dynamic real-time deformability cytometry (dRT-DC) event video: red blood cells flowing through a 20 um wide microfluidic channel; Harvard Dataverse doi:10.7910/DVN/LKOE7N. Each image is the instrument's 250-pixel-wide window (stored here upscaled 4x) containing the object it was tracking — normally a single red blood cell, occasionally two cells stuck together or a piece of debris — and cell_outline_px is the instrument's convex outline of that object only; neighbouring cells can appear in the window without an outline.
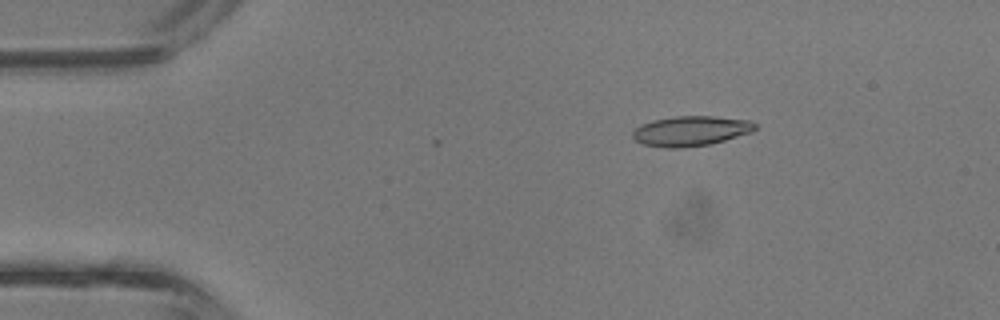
{"species": "common noctule bat (a hibernating species)", "species_latin": "Nyctalus noctula", "temperature_condition": "room temperature", "stored_images_in_passage": 3, "camera_frame_rate_fps": 3000, "um_per_image_px": 0.085, "animal": {"sex": "male", "body_mass_g": 13.3}, "frame": {"image": 1, "passage_image": 2, "time_ms": 0.333, "image_size_px": [1000, 320], "cell_outline_px": [[756, 128], [752, 132], [724, 140], [708, 144], [680, 148], [668, 148], [644, 144], [636, 140], [632, 136], [632, 132], [640, 124], [652, 120], [676, 116], [712, 116], [748, 120], [756, 124]], "centroid_in_image_um": [58.7, 11.12], "position_along_channel_um": 26.3, "area_um2": 21.21}}